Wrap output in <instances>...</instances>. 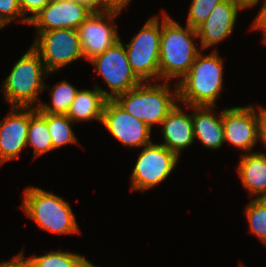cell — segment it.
Here are the masks:
<instances>
[{"label": "cell", "instance_id": "6da1fadb", "mask_svg": "<svg viewBox=\"0 0 266 267\" xmlns=\"http://www.w3.org/2000/svg\"><path fill=\"white\" fill-rule=\"evenodd\" d=\"M161 22L160 79L169 82L172 78H179V82L201 51L193 40L198 38L197 31L188 25L182 27L167 13H163Z\"/></svg>", "mask_w": 266, "mask_h": 267}, {"label": "cell", "instance_id": "7a4b0ae2", "mask_svg": "<svg viewBox=\"0 0 266 267\" xmlns=\"http://www.w3.org/2000/svg\"><path fill=\"white\" fill-rule=\"evenodd\" d=\"M179 103L190 106H215L223 89V61L214 50L197 55L189 72L177 83Z\"/></svg>", "mask_w": 266, "mask_h": 267}, {"label": "cell", "instance_id": "3957f363", "mask_svg": "<svg viewBox=\"0 0 266 267\" xmlns=\"http://www.w3.org/2000/svg\"><path fill=\"white\" fill-rule=\"evenodd\" d=\"M148 84L142 82L135 88L117 95L113 100L152 130L153 125L161 124L162 120L177 106L179 95L178 86L176 85L173 90L169 82Z\"/></svg>", "mask_w": 266, "mask_h": 267}, {"label": "cell", "instance_id": "277c9868", "mask_svg": "<svg viewBox=\"0 0 266 267\" xmlns=\"http://www.w3.org/2000/svg\"><path fill=\"white\" fill-rule=\"evenodd\" d=\"M48 74L39 53L31 46L6 77L2 86L3 98L11 107L37 108L35 102L40 101L39 93L49 89L43 78Z\"/></svg>", "mask_w": 266, "mask_h": 267}, {"label": "cell", "instance_id": "5b68a950", "mask_svg": "<svg viewBox=\"0 0 266 267\" xmlns=\"http://www.w3.org/2000/svg\"><path fill=\"white\" fill-rule=\"evenodd\" d=\"M22 196L21 209L42 230L58 235L80 232L69 203L62 197L35 186L25 188Z\"/></svg>", "mask_w": 266, "mask_h": 267}, {"label": "cell", "instance_id": "8992f818", "mask_svg": "<svg viewBox=\"0 0 266 267\" xmlns=\"http://www.w3.org/2000/svg\"><path fill=\"white\" fill-rule=\"evenodd\" d=\"M160 24L157 15L150 17L130 43L124 45L132 70L142 82L160 80Z\"/></svg>", "mask_w": 266, "mask_h": 267}, {"label": "cell", "instance_id": "52a82bcc", "mask_svg": "<svg viewBox=\"0 0 266 267\" xmlns=\"http://www.w3.org/2000/svg\"><path fill=\"white\" fill-rule=\"evenodd\" d=\"M32 47L39 53L49 75L84 57L76 29H55L38 33Z\"/></svg>", "mask_w": 266, "mask_h": 267}, {"label": "cell", "instance_id": "ba28073f", "mask_svg": "<svg viewBox=\"0 0 266 267\" xmlns=\"http://www.w3.org/2000/svg\"><path fill=\"white\" fill-rule=\"evenodd\" d=\"M179 157L161 144L144 146L131 173V191L157 187L177 165Z\"/></svg>", "mask_w": 266, "mask_h": 267}, {"label": "cell", "instance_id": "9c48e42d", "mask_svg": "<svg viewBox=\"0 0 266 267\" xmlns=\"http://www.w3.org/2000/svg\"><path fill=\"white\" fill-rule=\"evenodd\" d=\"M111 90L110 99L140 85L142 81L133 72L121 39L104 53L89 61Z\"/></svg>", "mask_w": 266, "mask_h": 267}, {"label": "cell", "instance_id": "30bf717a", "mask_svg": "<svg viewBox=\"0 0 266 267\" xmlns=\"http://www.w3.org/2000/svg\"><path fill=\"white\" fill-rule=\"evenodd\" d=\"M120 12L118 9L94 10L77 28L85 60H92L120 40L113 22Z\"/></svg>", "mask_w": 266, "mask_h": 267}, {"label": "cell", "instance_id": "8fae6325", "mask_svg": "<svg viewBox=\"0 0 266 267\" xmlns=\"http://www.w3.org/2000/svg\"><path fill=\"white\" fill-rule=\"evenodd\" d=\"M101 123L127 148L144 147L152 143L151 129L122 109L113 99H107Z\"/></svg>", "mask_w": 266, "mask_h": 267}, {"label": "cell", "instance_id": "7c38bea8", "mask_svg": "<svg viewBox=\"0 0 266 267\" xmlns=\"http://www.w3.org/2000/svg\"><path fill=\"white\" fill-rule=\"evenodd\" d=\"M94 11L80 0H52L29 22L36 32L55 29H76Z\"/></svg>", "mask_w": 266, "mask_h": 267}, {"label": "cell", "instance_id": "4fadbf2b", "mask_svg": "<svg viewBox=\"0 0 266 267\" xmlns=\"http://www.w3.org/2000/svg\"><path fill=\"white\" fill-rule=\"evenodd\" d=\"M258 111V113H257ZM231 107L222 110L224 140L235 147L252 153L258 141L260 106Z\"/></svg>", "mask_w": 266, "mask_h": 267}, {"label": "cell", "instance_id": "5bb4252c", "mask_svg": "<svg viewBox=\"0 0 266 267\" xmlns=\"http://www.w3.org/2000/svg\"><path fill=\"white\" fill-rule=\"evenodd\" d=\"M245 10L237 0H224L216 5L209 17L196 28L200 50H205L230 37L238 11Z\"/></svg>", "mask_w": 266, "mask_h": 267}, {"label": "cell", "instance_id": "9a60e30c", "mask_svg": "<svg viewBox=\"0 0 266 267\" xmlns=\"http://www.w3.org/2000/svg\"><path fill=\"white\" fill-rule=\"evenodd\" d=\"M0 122V166L20 157L27 147L29 107H11Z\"/></svg>", "mask_w": 266, "mask_h": 267}, {"label": "cell", "instance_id": "2e32d148", "mask_svg": "<svg viewBox=\"0 0 266 267\" xmlns=\"http://www.w3.org/2000/svg\"><path fill=\"white\" fill-rule=\"evenodd\" d=\"M164 145L178 157L180 152L195 142L192 114L177 106L162 120Z\"/></svg>", "mask_w": 266, "mask_h": 267}, {"label": "cell", "instance_id": "e0dca14e", "mask_svg": "<svg viewBox=\"0 0 266 267\" xmlns=\"http://www.w3.org/2000/svg\"><path fill=\"white\" fill-rule=\"evenodd\" d=\"M194 137L208 149H219L225 143L222 124V110L215 116L214 106H190Z\"/></svg>", "mask_w": 266, "mask_h": 267}, {"label": "cell", "instance_id": "ac0fdd59", "mask_svg": "<svg viewBox=\"0 0 266 267\" xmlns=\"http://www.w3.org/2000/svg\"><path fill=\"white\" fill-rule=\"evenodd\" d=\"M242 186L250 196L266 198V154L262 152L244 153L237 167Z\"/></svg>", "mask_w": 266, "mask_h": 267}, {"label": "cell", "instance_id": "d6986e66", "mask_svg": "<svg viewBox=\"0 0 266 267\" xmlns=\"http://www.w3.org/2000/svg\"><path fill=\"white\" fill-rule=\"evenodd\" d=\"M93 90H79L71 103L67 116L73 122L98 120L101 122L103 109L110 93L95 83Z\"/></svg>", "mask_w": 266, "mask_h": 267}, {"label": "cell", "instance_id": "ffe728a7", "mask_svg": "<svg viewBox=\"0 0 266 267\" xmlns=\"http://www.w3.org/2000/svg\"><path fill=\"white\" fill-rule=\"evenodd\" d=\"M27 146L33 147L34 158L53 151L52 140L47 126V113L29 107Z\"/></svg>", "mask_w": 266, "mask_h": 267}, {"label": "cell", "instance_id": "44dd1931", "mask_svg": "<svg viewBox=\"0 0 266 267\" xmlns=\"http://www.w3.org/2000/svg\"><path fill=\"white\" fill-rule=\"evenodd\" d=\"M78 91L79 90L68 81H60L50 90L52 105L39 102L37 104V109L42 113L67 114L70 105L75 100Z\"/></svg>", "mask_w": 266, "mask_h": 267}, {"label": "cell", "instance_id": "7402d4cb", "mask_svg": "<svg viewBox=\"0 0 266 267\" xmlns=\"http://www.w3.org/2000/svg\"><path fill=\"white\" fill-rule=\"evenodd\" d=\"M30 267H87L91 262L80 254L65 251H50L47 254L28 258Z\"/></svg>", "mask_w": 266, "mask_h": 267}, {"label": "cell", "instance_id": "603a6c76", "mask_svg": "<svg viewBox=\"0 0 266 267\" xmlns=\"http://www.w3.org/2000/svg\"><path fill=\"white\" fill-rule=\"evenodd\" d=\"M74 122L66 114H48L47 126L50 132L53 150L66 144H78L72 130Z\"/></svg>", "mask_w": 266, "mask_h": 267}, {"label": "cell", "instance_id": "cb8c5ba5", "mask_svg": "<svg viewBox=\"0 0 266 267\" xmlns=\"http://www.w3.org/2000/svg\"><path fill=\"white\" fill-rule=\"evenodd\" d=\"M250 232L266 244V198L252 199L245 208Z\"/></svg>", "mask_w": 266, "mask_h": 267}, {"label": "cell", "instance_id": "d4e9b609", "mask_svg": "<svg viewBox=\"0 0 266 267\" xmlns=\"http://www.w3.org/2000/svg\"><path fill=\"white\" fill-rule=\"evenodd\" d=\"M224 0H192L188 11L186 25L196 29L211 14L214 7Z\"/></svg>", "mask_w": 266, "mask_h": 267}, {"label": "cell", "instance_id": "484cf974", "mask_svg": "<svg viewBox=\"0 0 266 267\" xmlns=\"http://www.w3.org/2000/svg\"><path fill=\"white\" fill-rule=\"evenodd\" d=\"M20 18V22L29 25V20L22 14L19 0H0V27L4 28L10 22Z\"/></svg>", "mask_w": 266, "mask_h": 267}, {"label": "cell", "instance_id": "4316f807", "mask_svg": "<svg viewBox=\"0 0 266 267\" xmlns=\"http://www.w3.org/2000/svg\"><path fill=\"white\" fill-rule=\"evenodd\" d=\"M51 1L52 0H19V5L24 16L28 13L32 14L31 16H26L30 21Z\"/></svg>", "mask_w": 266, "mask_h": 267}, {"label": "cell", "instance_id": "83f0119b", "mask_svg": "<svg viewBox=\"0 0 266 267\" xmlns=\"http://www.w3.org/2000/svg\"><path fill=\"white\" fill-rule=\"evenodd\" d=\"M262 5L263 6L261 10L254 19L250 29L253 28V30H262L264 39L266 37V0L263 2Z\"/></svg>", "mask_w": 266, "mask_h": 267}, {"label": "cell", "instance_id": "f1b7e54d", "mask_svg": "<svg viewBox=\"0 0 266 267\" xmlns=\"http://www.w3.org/2000/svg\"><path fill=\"white\" fill-rule=\"evenodd\" d=\"M258 139L263 143L264 147L266 148V108L261 106L258 124Z\"/></svg>", "mask_w": 266, "mask_h": 267}, {"label": "cell", "instance_id": "f546056e", "mask_svg": "<svg viewBox=\"0 0 266 267\" xmlns=\"http://www.w3.org/2000/svg\"><path fill=\"white\" fill-rule=\"evenodd\" d=\"M0 267H30L29 261L24 260L23 250L9 261H3L0 263Z\"/></svg>", "mask_w": 266, "mask_h": 267}, {"label": "cell", "instance_id": "4dcf8cb0", "mask_svg": "<svg viewBox=\"0 0 266 267\" xmlns=\"http://www.w3.org/2000/svg\"><path fill=\"white\" fill-rule=\"evenodd\" d=\"M130 1L131 0H106V10L118 9L122 11Z\"/></svg>", "mask_w": 266, "mask_h": 267}, {"label": "cell", "instance_id": "1f68e13d", "mask_svg": "<svg viewBox=\"0 0 266 267\" xmlns=\"http://www.w3.org/2000/svg\"><path fill=\"white\" fill-rule=\"evenodd\" d=\"M94 10H106V0H80Z\"/></svg>", "mask_w": 266, "mask_h": 267}, {"label": "cell", "instance_id": "d6a6232c", "mask_svg": "<svg viewBox=\"0 0 266 267\" xmlns=\"http://www.w3.org/2000/svg\"><path fill=\"white\" fill-rule=\"evenodd\" d=\"M239 4L244 8H253L255 5H257L261 0H237Z\"/></svg>", "mask_w": 266, "mask_h": 267}, {"label": "cell", "instance_id": "836d02e7", "mask_svg": "<svg viewBox=\"0 0 266 267\" xmlns=\"http://www.w3.org/2000/svg\"><path fill=\"white\" fill-rule=\"evenodd\" d=\"M87 267H95V265L91 262Z\"/></svg>", "mask_w": 266, "mask_h": 267}]
</instances>
